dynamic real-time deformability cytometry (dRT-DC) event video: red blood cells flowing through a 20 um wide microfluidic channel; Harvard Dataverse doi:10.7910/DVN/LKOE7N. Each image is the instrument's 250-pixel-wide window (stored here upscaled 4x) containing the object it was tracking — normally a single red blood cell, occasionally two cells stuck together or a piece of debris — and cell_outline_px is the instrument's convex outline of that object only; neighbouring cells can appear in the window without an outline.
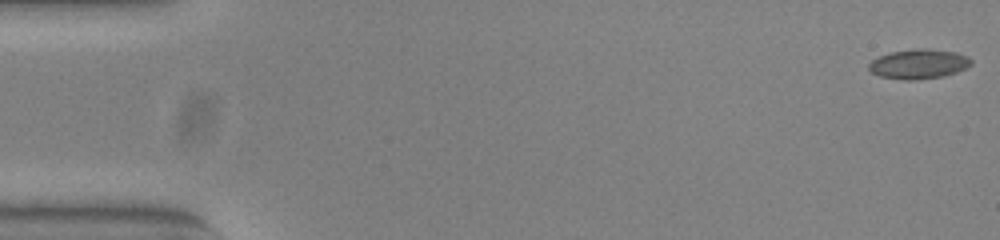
{"species": "common noctule bat (a hibernating species)", "species_latin": "Nyctalus noctula", "temperature_condition": "warm", "stored_images_in_passage": 12, "camera_frame_rate_fps": 3000, "um_per_image_px": 0.085, "animal": {"sex": "female", "body_mass_g": 23.0, "forearm_length_mm": 53.4}, "frame": {"image": 1, "passage_image": 1, "time_ms": 0.0, "image_size_px": [1000, 240], "cell_outline_px": [[972, 64], [956, 72], [944, 76], [916, 80], [904, 80], [880, 76], [872, 72], [868, 68], [868, 64], [872, 60], [880, 56], [892, 52], [920, 48], [924, 48], [956, 52], [968, 56], [972, 60]], "centroid_in_image_um": [78.1, 5.44], "position_along_channel_um": 6.9, "area_um2": 17.57}}